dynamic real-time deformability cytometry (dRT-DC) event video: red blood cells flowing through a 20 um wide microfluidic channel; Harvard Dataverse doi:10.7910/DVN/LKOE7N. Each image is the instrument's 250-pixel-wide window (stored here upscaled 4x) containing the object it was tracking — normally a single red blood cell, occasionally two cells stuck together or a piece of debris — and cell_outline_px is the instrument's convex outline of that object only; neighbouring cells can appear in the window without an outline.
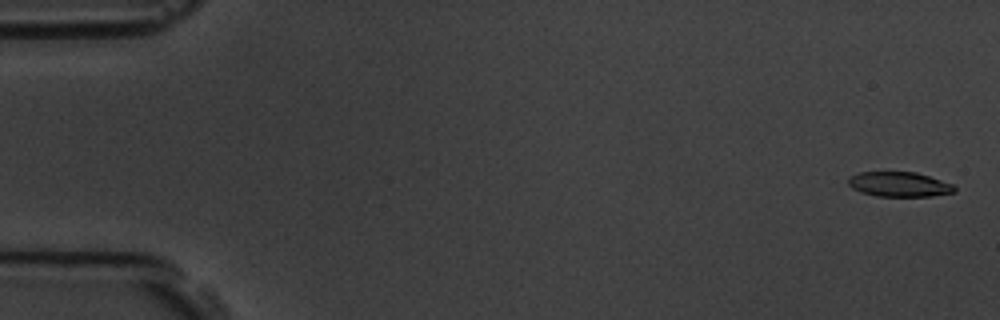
{"species": "common noctule bat (a hibernating species)", "species_latin": "Nyctalus noctula", "temperature_condition": "room temperature", "stored_images_in_passage": 5, "camera_frame_rate_fps": 3000, "um_per_image_px": 0.085, "animal": {"sex": "male", "body_mass_g": 19.5, "forearm_length_mm": 54.6}, "frame": {"image": 1, "passage_image": 1, "time_ms": 0.0, "image_size_px": [1000, 320], "cell_outline_px": [[956, 192], [932, 196], [876, 196], [860, 192], [852, 188], [848, 184], [848, 176], [860, 172], [916, 172], [952, 184], [956, 188]], "centroid_in_image_um": [76.4, 15.67], "position_along_channel_um": 8.6, "area_um2": 15.37}}
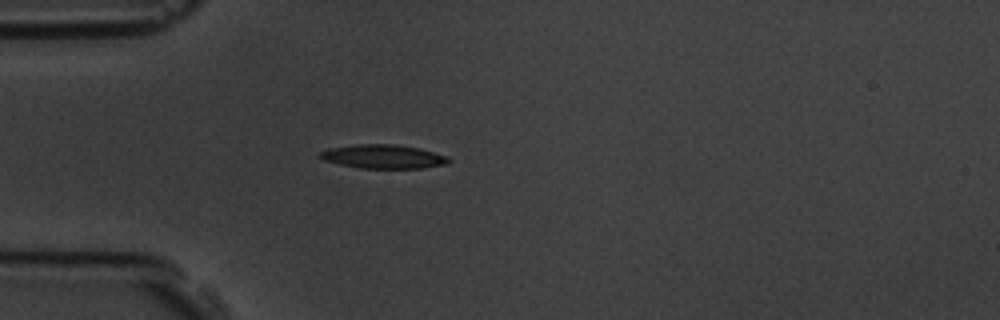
{"frame": {"image": 2, "passage_image": 5, "time_ms": 4.667, "image_size_px": [1000, 320], "cell_outline_px": [[452, 160], [448, 164], [420, 168], [360, 168], [340, 164], [324, 160], [320, 156], [320, 152], [328, 148], [356, 144], [396, 144], [420, 148], [448, 156]], "centroid_in_image_um": [32.62, 13.3], "position_along_channel_um": 52.4, "area_um2": 17.92}}